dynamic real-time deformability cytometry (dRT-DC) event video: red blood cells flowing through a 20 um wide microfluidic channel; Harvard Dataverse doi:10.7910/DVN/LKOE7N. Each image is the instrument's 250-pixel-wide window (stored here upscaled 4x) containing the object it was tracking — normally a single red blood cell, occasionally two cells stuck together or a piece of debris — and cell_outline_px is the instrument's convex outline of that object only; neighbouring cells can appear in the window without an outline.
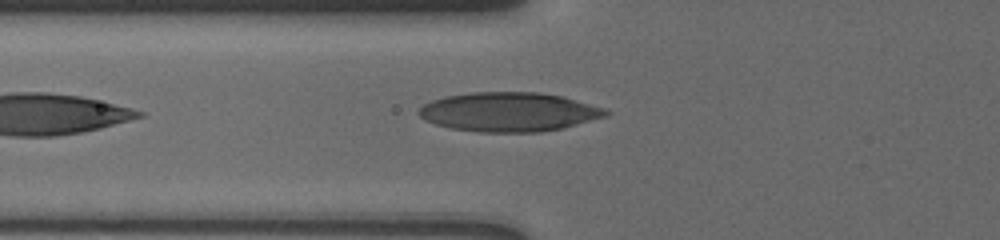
{"species": "human", "species_latin": "Homo sapiens", "temperature_condition": "cold", "stored_images_in_passage": 10, "camera_frame_rate_fps": 3000, "um_per_image_px": 0.085, "donor": {"sex": "male"}, "frame": {"image": 1, "passage_image": 10, "time_ms": 7.667, "image_size_px": [1000, 240], "cell_outline_px": [[612, 112], [608, 116], [560, 128], [540, 132], [480, 132], [452, 128], [436, 124], [424, 120], [416, 112], [424, 104], [432, 100], [444, 96], [472, 92], [540, 92], [564, 96], [604, 108]], "centroid_in_image_um": [43.26, 9.5], "position_along_channel_um": 82.5, "area_um2": 42.77}}